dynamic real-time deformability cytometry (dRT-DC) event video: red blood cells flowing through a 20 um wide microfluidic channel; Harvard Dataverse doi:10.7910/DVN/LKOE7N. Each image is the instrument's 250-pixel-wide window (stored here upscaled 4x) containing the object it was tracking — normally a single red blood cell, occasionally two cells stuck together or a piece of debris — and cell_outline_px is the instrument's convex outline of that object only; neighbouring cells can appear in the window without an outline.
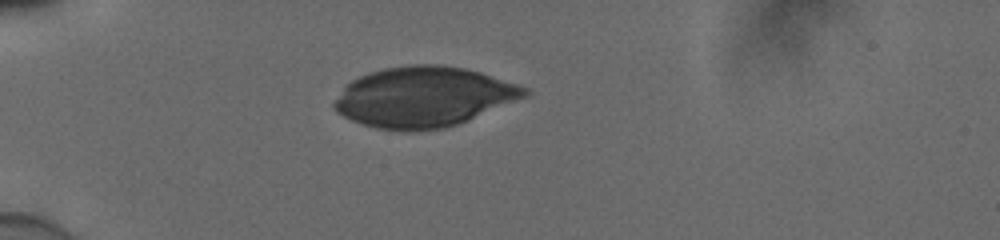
{"species": "human", "species_latin": "Homo sapiens", "temperature_condition": "cold", "stored_images_in_passage": 32, "camera_frame_rate_fps": 3000, "um_per_image_px": 0.085, "donor": {"sex": "male"}, "frame": {"image": 1, "passage_image": 1, "time_ms": 0.0, "image_size_px": [1000, 240], "cell_outline_px": [[532, 92], [528, 96], [468, 120], [444, 128], [412, 132], [408, 132], [376, 128], [352, 120], [336, 112], [332, 108], [332, 104], [344, 88], [352, 80], [368, 72], [384, 68], [408, 64], [436, 64], [464, 68], [480, 72], [528, 88]], "centroid_in_image_um": [36.01, 8.24], "position_along_channel_um": 49.0, "area_um2": 66.82}}